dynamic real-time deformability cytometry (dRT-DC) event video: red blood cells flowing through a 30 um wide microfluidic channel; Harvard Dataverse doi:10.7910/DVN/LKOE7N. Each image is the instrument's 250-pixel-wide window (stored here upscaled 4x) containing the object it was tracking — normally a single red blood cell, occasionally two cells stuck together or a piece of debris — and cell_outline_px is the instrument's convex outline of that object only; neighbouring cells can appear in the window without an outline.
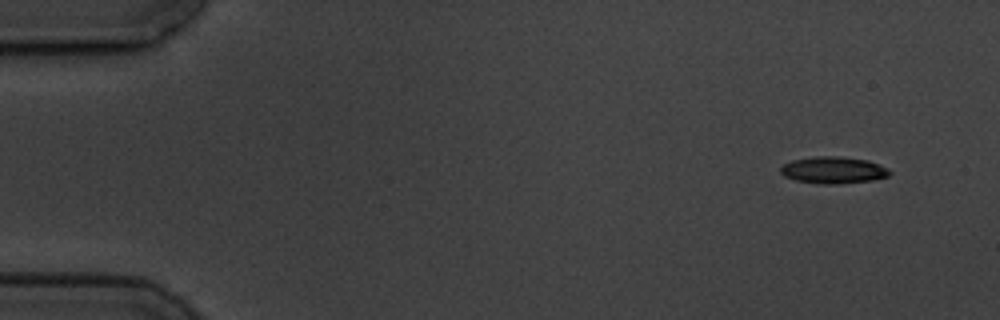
{"species": "common noctule bat (a hibernating species)", "species_latin": "Nyctalus noctula", "temperature_condition": "cold", "stored_images_in_passage": 4, "camera_frame_rate_fps": 3000, "um_per_image_px": 0.085, "animal": {"sex": "male", "body_mass_g": 19.5, "forearm_length_mm": 54.6}, "frame": {"image": 1, "passage_image": 1, "time_ms": 0.0, "image_size_px": [1000, 320], "cell_outline_px": [[892, 172], [888, 176], [872, 180], [836, 184], [816, 184], [796, 180], [784, 176], [780, 172], [780, 168], [784, 164], [792, 160], [816, 156], [840, 156], [868, 160], [888, 168]], "centroid_in_image_um": [70.83, 14.46], "position_along_channel_um": 14.2, "area_um2": 17.11}}
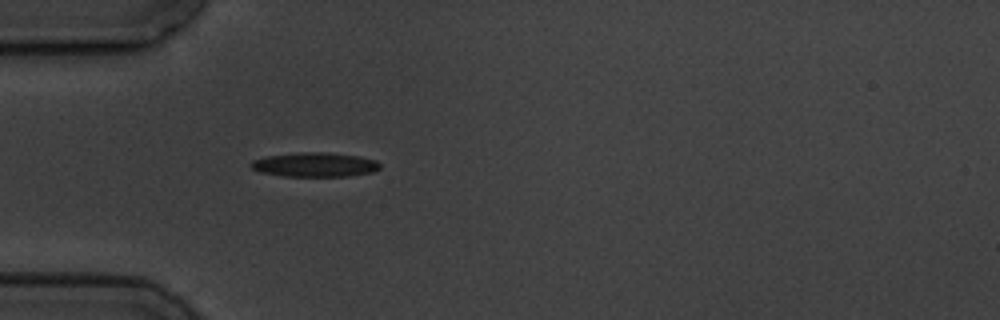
{"frame": {"image": 2, "passage_image": 4, "time_ms": 4.333, "image_size_px": [1000, 320], "cell_outline_px": [[380, 168], [372, 172], [348, 176], [284, 176], [260, 172], [252, 168], [248, 164], [252, 160], [264, 156], [296, 152], [324, 152], [360, 156], [376, 160], [380, 164]], "centroid_in_image_um": [26.73, 13.98], "position_along_channel_um": 58.3, "area_um2": 18.44}}